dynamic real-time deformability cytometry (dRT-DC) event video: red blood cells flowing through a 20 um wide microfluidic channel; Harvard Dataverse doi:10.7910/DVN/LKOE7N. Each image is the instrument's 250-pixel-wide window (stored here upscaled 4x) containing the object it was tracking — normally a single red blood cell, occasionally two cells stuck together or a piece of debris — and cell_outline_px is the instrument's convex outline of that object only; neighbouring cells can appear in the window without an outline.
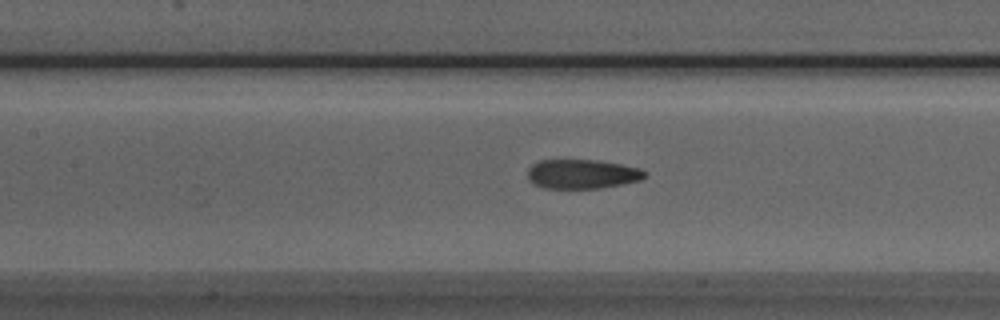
{"species": "Egyptian fruit bat (a non-hibernating species)", "species_latin": "Rousettus aegyptiacus", "temperature_condition": "room temperature", "stored_images_in_passage": 50, "camera_frame_rate_fps": 3000, "um_per_image_px": 0.085, "animal": {"sex": "male"}, "frame": {"image": 1, "passage_image": 22, "time_ms": 7.0, "image_size_px": [1000, 320], "cell_outline_px": [[648, 176], [640, 180], [600, 188], [544, 188], [532, 184], [528, 180], [528, 168], [532, 164], [540, 160], [596, 160], [620, 164], [640, 168], [648, 172]], "centroid_in_image_um": [49.47, 14.79], "position_along_channel_um": 157.9, "area_um2": 20.11}}
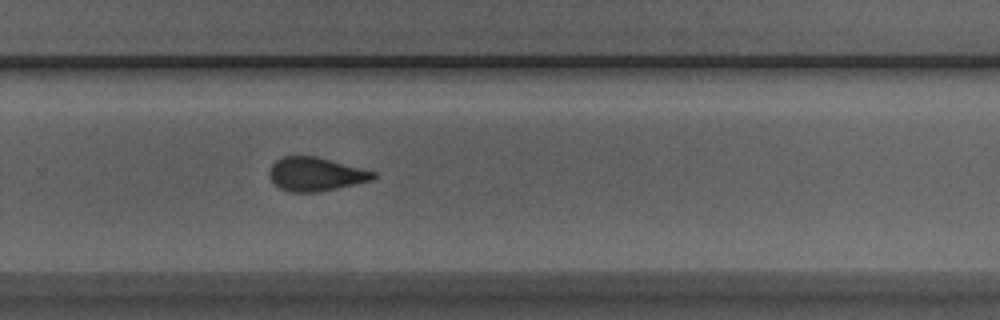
{"frame": {"image": 2, "passage_image": 33, "time_ms": 10.667, "image_size_px": [1000, 320], "cell_outline_px": [[376, 176], [372, 180], [320, 192], [288, 192], [280, 188], [272, 180], [268, 172], [272, 164], [276, 160], [284, 156], [316, 156], [376, 172]], "centroid_in_image_um": [26.82, 14.81], "position_along_channel_um": 303.0, "area_um2": 20.29}}
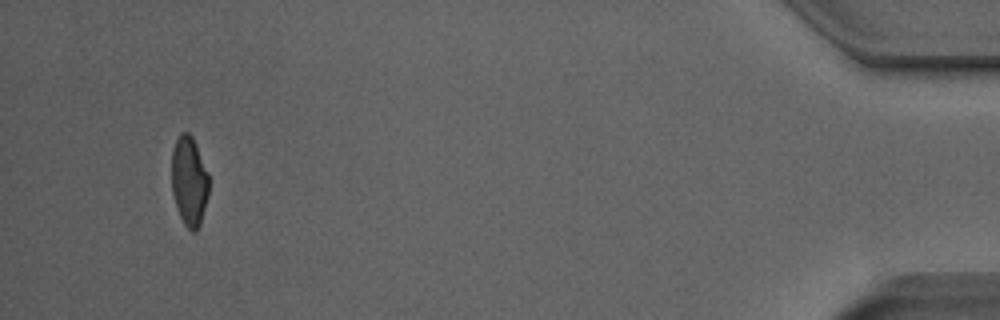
{"frame": {"image": 3, "passage_image": 48, "time_ms": 15.667, "image_size_px": [1000, 320], "cell_outline_px": [[208, 196], [200, 224], [196, 232], [192, 232], [184, 224], [176, 208], [172, 192], [172, 152], [176, 140], [180, 132], [188, 132], [192, 136], [208, 172]], "centroid_in_image_um": [16.07, 15.4], "position_along_channel_um": 419.1, "area_um2": 19.42}, "authors_computed_cell_mechanics": {"area_um2": 20.6924, "velocity_mm_per_s": 3.9719, "shape_relaxation_time_tau1_ms": 7.992, "shape_relaxation_time_tau2_ms": 2.0341, "deformation_change_tau1": 0.2163, "deformation_change_tau2": 0.1014}}